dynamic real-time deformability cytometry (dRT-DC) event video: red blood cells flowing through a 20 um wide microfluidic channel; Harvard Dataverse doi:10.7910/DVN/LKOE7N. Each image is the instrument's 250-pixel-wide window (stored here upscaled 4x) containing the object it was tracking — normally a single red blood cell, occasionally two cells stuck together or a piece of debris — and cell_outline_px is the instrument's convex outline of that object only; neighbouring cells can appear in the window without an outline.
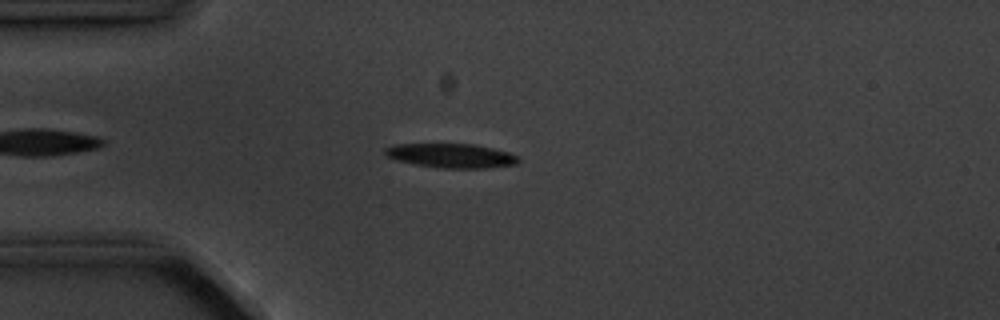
{"species": "common noctule bat (a hibernating species)", "species_latin": "Nyctalus noctula", "temperature_condition": "cold", "stored_images_in_passage": 9, "camera_frame_rate_fps": 3000, "um_per_image_px": 0.085, "animal": {"sex": "male", "body_mass_g": 20.1, "forearm_length_mm": 53.5}, "frame": {"image": 1, "passage_image": 4, "time_ms": 4.333, "image_size_px": [1000, 320], "cell_outline_px": [[520, 160], [516, 164], [488, 168], [440, 168], [416, 164], [396, 160], [384, 156], [384, 148], [396, 144], [472, 144], [492, 148], [508, 152], [516, 156]], "centroid_in_image_um": [38.32, 13.23], "position_along_channel_um": 46.7, "area_um2": 18.79}}